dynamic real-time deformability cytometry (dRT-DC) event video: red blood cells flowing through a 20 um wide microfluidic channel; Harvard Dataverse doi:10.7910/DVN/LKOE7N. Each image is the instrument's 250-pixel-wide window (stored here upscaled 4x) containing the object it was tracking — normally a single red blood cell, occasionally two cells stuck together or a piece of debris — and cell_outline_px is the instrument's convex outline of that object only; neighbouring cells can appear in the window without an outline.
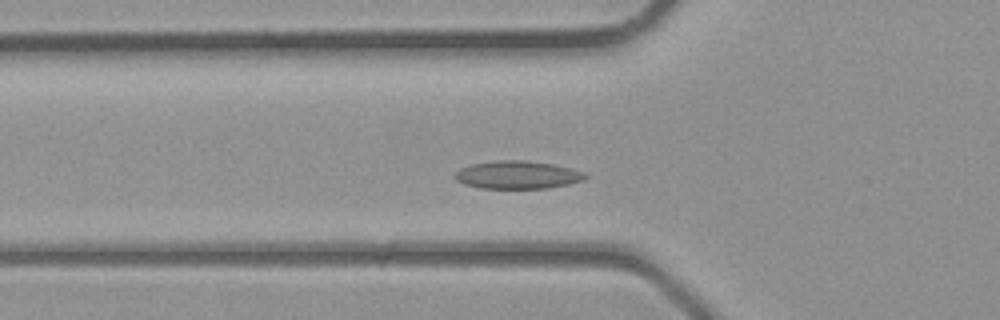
{"species": "common noctule bat (a hibernating species)", "species_latin": "Nyctalus noctula", "temperature_condition": "room temperature", "stored_images_in_passage": 29, "camera_frame_rate_fps": 3000, "um_per_image_px": 0.085, "animal": {"sex": "male", "body_mass_g": 23.1, "forearm_length_mm": 52.7}, "frame": {"image": 1, "passage_image": 5, "time_ms": 1.333, "image_size_px": [1000, 320], "cell_outline_px": [[588, 176], [584, 180], [568, 184], [548, 188], [480, 188], [464, 184], [456, 180], [452, 176], [460, 168], [472, 164], [496, 160], [520, 160], [552, 164], [584, 172]], "centroid_in_image_um": [43.95, 14.87], "position_along_channel_um": 81.8, "area_um2": 21.1}}
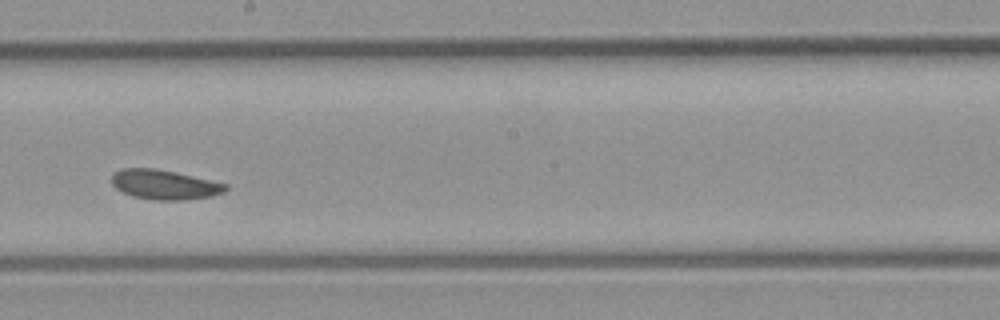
{"frame": {"image": 2, "passage_image": 14, "time_ms": 4.333, "image_size_px": [1000, 320], "cell_outline_px": [[228, 188], [224, 192], [212, 196], [180, 200], [152, 200], [132, 196], [116, 188], [112, 184], [112, 172], [120, 168], [156, 168], [176, 172], [228, 184]], "centroid_in_image_um": [13.96, 15.68], "position_along_channel_um": 234.2, "area_um2": 19.77}}
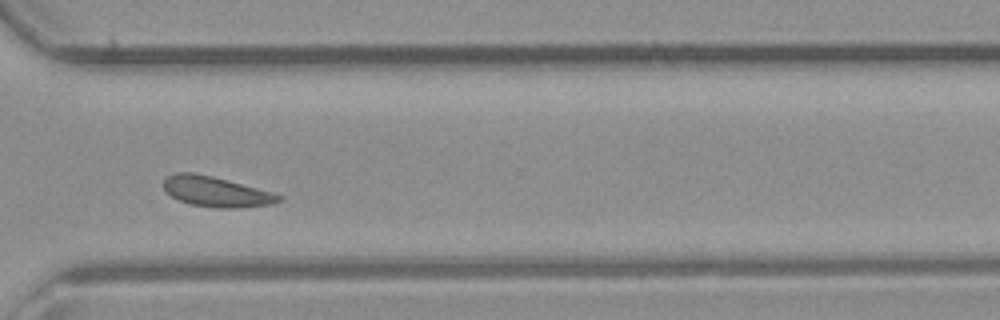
{"frame": {"image": 3, "passage_image": 21, "time_ms": 6.667, "image_size_px": [1000, 320], "cell_outline_px": [[284, 200], [272, 204], [236, 208], [220, 208], [188, 204], [172, 196], [164, 188], [164, 180], [168, 176], [176, 172], [192, 172], [212, 176], [228, 180], [272, 192], [284, 196]], "centroid_in_image_um": [18.41, 16.29], "position_along_channel_um": 352.2, "area_um2": 20.23}}